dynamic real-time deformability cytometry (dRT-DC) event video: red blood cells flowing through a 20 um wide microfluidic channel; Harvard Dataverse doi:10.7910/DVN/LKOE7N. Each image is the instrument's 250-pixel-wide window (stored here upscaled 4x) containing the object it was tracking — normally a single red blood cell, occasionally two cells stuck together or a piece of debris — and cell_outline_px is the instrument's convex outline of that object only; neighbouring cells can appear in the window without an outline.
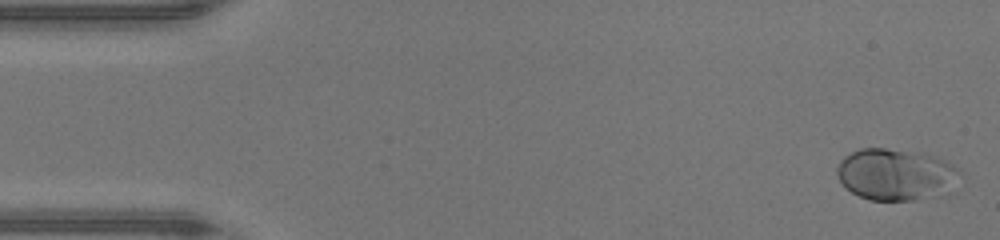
{"species": "human", "species_latin": "Homo sapiens", "temperature_condition": "warm", "stored_images_in_passage": 46, "camera_frame_rate_fps": 3000, "um_per_image_px": 0.085, "donor": {"sex": "male"}, "frame": {"image": 1, "passage_image": 1, "time_ms": 0.0, "image_size_px": [1000, 240], "cell_outline_px": [[960, 172], [948, 192], [940, 196], [912, 200], [868, 200], [852, 192], [840, 180], [836, 172], [836, 168], [840, 160], [844, 156], [860, 148], [884, 148], [924, 152], [936, 156], [960, 168]], "centroid_in_image_um": [76.15, 14.81], "position_along_channel_um": 8.8, "area_um2": 37.17}}
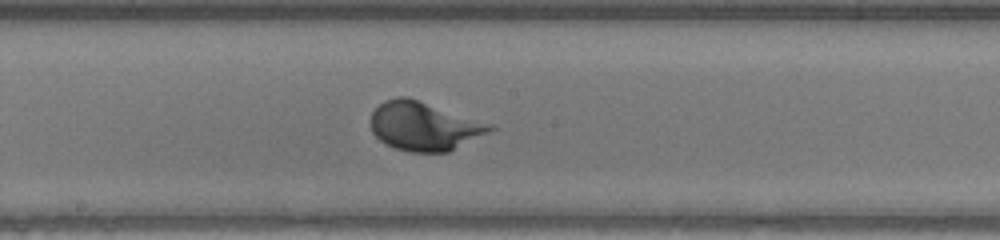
{"frame": {"image": 2, "passage_image": 24, "time_ms": 7.667, "image_size_px": [1000, 240], "cell_outline_px": [[496, 128], [448, 152], [408, 152], [384, 144], [372, 132], [372, 112], [384, 100], [396, 96], [408, 96], [492, 124]], "centroid_in_image_um": [36.03, 10.71], "position_along_channel_um": 212.2, "area_um2": 33.7}}
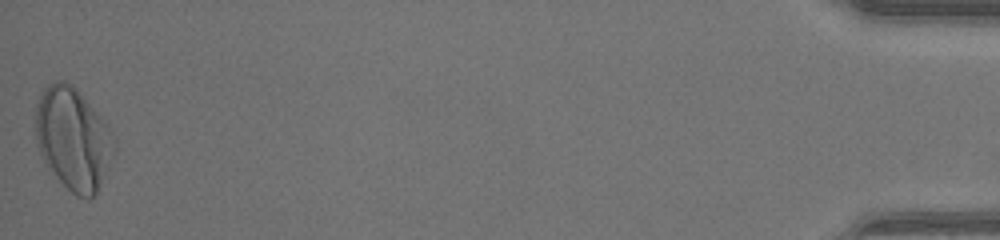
{"frame": {"image": 3, "passage_image": 46, "time_ms": 15.0, "image_size_px": [1000, 240], "cell_outline_px": [[116, 148], [96, 192], [88, 200], [76, 196], [56, 176], [44, 160], [40, 152], [36, 140], [36, 104], [40, 92], [48, 84], [56, 80], [64, 80], [72, 84], [76, 88], [100, 116], [116, 140]], "centroid_in_image_um": [6.2, 11.76], "position_along_channel_um": 429.0, "area_um2": 46.24}, "authors_computed_cell_mechanics": {"area_um2": 33.2928, "velocity_mm_per_s": 4.4207, "shape_relaxation_time_tau1_ms": 3.5862, "shape_relaxation_time_tau2_ms": null, "deformation_change_tau1": 0.2088, "deformation_change_tau2": null}}